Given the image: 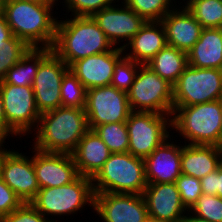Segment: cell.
<instances>
[{
    "label": "cell",
    "instance_id": "484cf974",
    "mask_svg": "<svg viewBox=\"0 0 222 222\" xmlns=\"http://www.w3.org/2000/svg\"><path fill=\"white\" fill-rule=\"evenodd\" d=\"M52 52L51 48H30L10 70L0 84L32 86L39 64Z\"/></svg>",
    "mask_w": 222,
    "mask_h": 222
},
{
    "label": "cell",
    "instance_id": "5b68a950",
    "mask_svg": "<svg viewBox=\"0 0 222 222\" xmlns=\"http://www.w3.org/2000/svg\"><path fill=\"white\" fill-rule=\"evenodd\" d=\"M92 184L94 193L143 194L148 185L145 161L129 152L112 153Z\"/></svg>",
    "mask_w": 222,
    "mask_h": 222
},
{
    "label": "cell",
    "instance_id": "2e32d148",
    "mask_svg": "<svg viewBox=\"0 0 222 222\" xmlns=\"http://www.w3.org/2000/svg\"><path fill=\"white\" fill-rule=\"evenodd\" d=\"M31 153L39 188L63 186L79 176L72 154L47 153L35 148Z\"/></svg>",
    "mask_w": 222,
    "mask_h": 222
},
{
    "label": "cell",
    "instance_id": "7c38bea8",
    "mask_svg": "<svg viewBox=\"0 0 222 222\" xmlns=\"http://www.w3.org/2000/svg\"><path fill=\"white\" fill-rule=\"evenodd\" d=\"M8 149L0 161V178L17 194L23 203H30L39 188L33 165V155ZM31 156V157H30Z\"/></svg>",
    "mask_w": 222,
    "mask_h": 222
},
{
    "label": "cell",
    "instance_id": "ab89813d",
    "mask_svg": "<svg viewBox=\"0 0 222 222\" xmlns=\"http://www.w3.org/2000/svg\"><path fill=\"white\" fill-rule=\"evenodd\" d=\"M13 37L14 36L11 29L9 28L3 15H1L0 16V49H3L6 42L12 39Z\"/></svg>",
    "mask_w": 222,
    "mask_h": 222
},
{
    "label": "cell",
    "instance_id": "d6986e66",
    "mask_svg": "<svg viewBox=\"0 0 222 222\" xmlns=\"http://www.w3.org/2000/svg\"><path fill=\"white\" fill-rule=\"evenodd\" d=\"M181 145L174 143L171 134L168 139L144 159L148 183L176 182V179L182 174Z\"/></svg>",
    "mask_w": 222,
    "mask_h": 222
},
{
    "label": "cell",
    "instance_id": "1f68e13d",
    "mask_svg": "<svg viewBox=\"0 0 222 222\" xmlns=\"http://www.w3.org/2000/svg\"><path fill=\"white\" fill-rule=\"evenodd\" d=\"M140 64L123 55L114 65L111 85L128 92L134 83Z\"/></svg>",
    "mask_w": 222,
    "mask_h": 222
},
{
    "label": "cell",
    "instance_id": "e575fe53",
    "mask_svg": "<svg viewBox=\"0 0 222 222\" xmlns=\"http://www.w3.org/2000/svg\"><path fill=\"white\" fill-rule=\"evenodd\" d=\"M116 2L120 0H115ZM114 0H63L62 5L72 16H93L96 12L112 5ZM60 2V0H59ZM64 3V4H63ZM65 6V7H64Z\"/></svg>",
    "mask_w": 222,
    "mask_h": 222
},
{
    "label": "cell",
    "instance_id": "ac0fdd59",
    "mask_svg": "<svg viewBox=\"0 0 222 222\" xmlns=\"http://www.w3.org/2000/svg\"><path fill=\"white\" fill-rule=\"evenodd\" d=\"M124 55L123 49L113 47L105 53L95 54L73 62L69 70L86 89L111 85L114 65Z\"/></svg>",
    "mask_w": 222,
    "mask_h": 222
},
{
    "label": "cell",
    "instance_id": "ffe728a7",
    "mask_svg": "<svg viewBox=\"0 0 222 222\" xmlns=\"http://www.w3.org/2000/svg\"><path fill=\"white\" fill-rule=\"evenodd\" d=\"M178 6L176 4L161 22L166 31L167 45L188 53L199 40L203 27L183 4Z\"/></svg>",
    "mask_w": 222,
    "mask_h": 222
},
{
    "label": "cell",
    "instance_id": "74e56055",
    "mask_svg": "<svg viewBox=\"0 0 222 222\" xmlns=\"http://www.w3.org/2000/svg\"><path fill=\"white\" fill-rule=\"evenodd\" d=\"M202 193L207 195H217L222 198V163L217 170L208 173L200 179Z\"/></svg>",
    "mask_w": 222,
    "mask_h": 222
},
{
    "label": "cell",
    "instance_id": "b9f144b4",
    "mask_svg": "<svg viewBox=\"0 0 222 222\" xmlns=\"http://www.w3.org/2000/svg\"><path fill=\"white\" fill-rule=\"evenodd\" d=\"M19 1H27L33 3H40V4H58L59 0H19Z\"/></svg>",
    "mask_w": 222,
    "mask_h": 222
},
{
    "label": "cell",
    "instance_id": "7bdbcfd3",
    "mask_svg": "<svg viewBox=\"0 0 222 222\" xmlns=\"http://www.w3.org/2000/svg\"><path fill=\"white\" fill-rule=\"evenodd\" d=\"M5 142H6L5 140L0 139V161H1V158H2L3 154L8 150L7 148H4L5 147V145H4Z\"/></svg>",
    "mask_w": 222,
    "mask_h": 222
},
{
    "label": "cell",
    "instance_id": "60d3db41",
    "mask_svg": "<svg viewBox=\"0 0 222 222\" xmlns=\"http://www.w3.org/2000/svg\"><path fill=\"white\" fill-rule=\"evenodd\" d=\"M181 222H211L206 219L193 215L189 210Z\"/></svg>",
    "mask_w": 222,
    "mask_h": 222
},
{
    "label": "cell",
    "instance_id": "30bf717a",
    "mask_svg": "<svg viewBox=\"0 0 222 222\" xmlns=\"http://www.w3.org/2000/svg\"><path fill=\"white\" fill-rule=\"evenodd\" d=\"M0 91L9 128L19 138L33 134L41 116L36 107L33 87L0 84Z\"/></svg>",
    "mask_w": 222,
    "mask_h": 222
},
{
    "label": "cell",
    "instance_id": "f546056e",
    "mask_svg": "<svg viewBox=\"0 0 222 222\" xmlns=\"http://www.w3.org/2000/svg\"><path fill=\"white\" fill-rule=\"evenodd\" d=\"M60 90L62 107L84 109L87 89L70 70L64 74Z\"/></svg>",
    "mask_w": 222,
    "mask_h": 222
},
{
    "label": "cell",
    "instance_id": "6da1fadb",
    "mask_svg": "<svg viewBox=\"0 0 222 222\" xmlns=\"http://www.w3.org/2000/svg\"><path fill=\"white\" fill-rule=\"evenodd\" d=\"M57 5L4 0L3 17L13 36L30 48H52L59 19L53 14Z\"/></svg>",
    "mask_w": 222,
    "mask_h": 222
},
{
    "label": "cell",
    "instance_id": "836d02e7",
    "mask_svg": "<svg viewBox=\"0 0 222 222\" xmlns=\"http://www.w3.org/2000/svg\"><path fill=\"white\" fill-rule=\"evenodd\" d=\"M176 186L180 193V198L187 210L197 202L202 195V186L199 178L181 174L176 179Z\"/></svg>",
    "mask_w": 222,
    "mask_h": 222
},
{
    "label": "cell",
    "instance_id": "277c9868",
    "mask_svg": "<svg viewBox=\"0 0 222 222\" xmlns=\"http://www.w3.org/2000/svg\"><path fill=\"white\" fill-rule=\"evenodd\" d=\"M220 101L173 106L171 128L190 145H216L221 147ZM187 141V143H186Z\"/></svg>",
    "mask_w": 222,
    "mask_h": 222
},
{
    "label": "cell",
    "instance_id": "8d00e7d4",
    "mask_svg": "<svg viewBox=\"0 0 222 222\" xmlns=\"http://www.w3.org/2000/svg\"><path fill=\"white\" fill-rule=\"evenodd\" d=\"M23 204L17 194L0 178V218Z\"/></svg>",
    "mask_w": 222,
    "mask_h": 222
},
{
    "label": "cell",
    "instance_id": "f1b7e54d",
    "mask_svg": "<svg viewBox=\"0 0 222 222\" xmlns=\"http://www.w3.org/2000/svg\"><path fill=\"white\" fill-rule=\"evenodd\" d=\"M145 21H161L177 0H121ZM174 2V4H173Z\"/></svg>",
    "mask_w": 222,
    "mask_h": 222
},
{
    "label": "cell",
    "instance_id": "8fae6325",
    "mask_svg": "<svg viewBox=\"0 0 222 222\" xmlns=\"http://www.w3.org/2000/svg\"><path fill=\"white\" fill-rule=\"evenodd\" d=\"M84 110L90 130L102 124L125 122L132 112L127 92L112 85L87 89Z\"/></svg>",
    "mask_w": 222,
    "mask_h": 222
},
{
    "label": "cell",
    "instance_id": "d590c367",
    "mask_svg": "<svg viewBox=\"0 0 222 222\" xmlns=\"http://www.w3.org/2000/svg\"><path fill=\"white\" fill-rule=\"evenodd\" d=\"M1 220L2 222H52L31 203H23L19 208L4 216Z\"/></svg>",
    "mask_w": 222,
    "mask_h": 222
},
{
    "label": "cell",
    "instance_id": "9c48e42d",
    "mask_svg": "<svg viewBox=\"0 0 222 222\" xmlns=\"http://www.w3.org/2000/svg\"><path fill=\"white\" fill-rule=\"evenodd\" d=\"M126 126L129 135L128 152L145 159L171 136V115L132 111Z\"/></svg>",
    "mask_w": 222,
    "mask_h": 222
},
{
    "label": "cell",
    "instance_id": "d6a6232c",
    "mask_svg": "<svg viewBox=\"0 0 222 222\" xmlns=\"http://www.w3.org/2000/svg\"><path fill=\"white\" fill-rule=\"evenodd\" d=\"M189 211L208 221L222 222V198L202 193Z\"/></svg>",
    "mask_w": 222,
    "mask_h": 222
},
{
    "label": "cell",
    "instance_id": "52a82bcc",
    "mask_svg": "<svg viewBox=\"0 0 222 222\" xmlns=\"http://www.w3.org/2000/svg\"><path fill=\"white\" fill-rule=\"evenodd\" d=\"M127 96L133 112L173 114V85L146 64H140Z\"/></svg>",
    "mask_w": 222,
    "mask_h": 222
},
{
    "label": "cell",
    "instance_id": "4316f807",
    "mask_svg": "<svg viewBox=\"0 0 222 222\" xmlns=\"http://www.w3.org/2000/svg\"><path fill=\"white\" fill-rule=\"evenodd\" d=\"M183 1L184 6L203 28H222V0Z\"/></svg>",
    "mask_w": 222,
    "mask_h": 222
},
{
    "label": "cell",
    "instance_id": "603a6c76",
    "mask_svg": "<svg viewBox=\"0 0 222 222\" xmlns=\"http://www.w3.org/2000/svg\"><path fill=\"white\" fill-rule=\"evenodd\" d=\"M222 163V147L216 145H190L181 146V172L182 174L203 178L208 173L217 170Z\"/></svg>",
    "mask_w": 222,
    "mask_h": 222
},
{
    "label": "cell",
    "instance_id": "d4e9b609",
    "mask_svg": "<svg viewBox=\"0 0 222 222\" xmlns=\"http://www.w3.org/2000/svg\"><path fill=\"white\" fill-rule=\"evenodd\" d=\"M146 65L174 85L188 65L187 52L166 45Z\"/></svg>",
    "mask_w": 222,
    "mask_h": 222
},
{
    "label": "cell",
    "instance_id": "cb8c5ba5",
    "mask_svg": "<svg viewBox=\"0 0 222 222\" xmlns=\"http://www.w3.org/2000/svg\"><path fill=\"white\" fill-rule=\"evenodd\" d=\"M187 58L192 67L222 69V28H203Z\"/></svg>",
    "mask_w": 222,
    "mask_h": 222
},
{
    "label": "cell",
    "instance_id": "f6af8a7d",
    "mask_svg": "<svg viewBox=\"0 0 222 222\" xmlns=\"http://www.w3.org/2000/svg\"><path fill=\"white\" fill-rule=\"evenodd\" d=\"M219 101H220V106H221V111H222V97L219 99ZM221 120H222V116H221ZM221 147H222V127H221Z\"/></svg>",
    "mask_w": 222,
    "mask_h": 222
},
{
    "label": "cell",
    "instance_id": "3957f363",
    "mask_svg": "<svg viewBox=\"0 0 222 222\" xmlns=\"http://www.w3.org/2000/svg\"><path fill=\"white\" fill-rule=\"evenodd\" d=\"M113 45L92 16L58 20L52 51L69 67L73 62L110 51Z\"/></svg>",
    "mask_w": 222,
    "mask_h": 222
},
{
    "label": "cell",
    "instance_id": "4dcf8cb0",
    "mask_svg": "<svg viewBox=\"0 0 222 222\" xmlns=\"http://www.w3.org/2000/svg\"><path fill=\"white\" fill-rule=\"evenodd\" d=\"M29 49L30 47L25 42L15 36L6 42L3 49H0V81Z\"/></svg>",
    "mask_w": 222,
    "mask_h": 222
},
{
    "label": "cell",
    "instance_id": "bcb514c9",
    "mask_svg": "<svg viewBox=\"0 0 222 222\" xmlns=\"http://www.w3.org/2000/svg\"><path fill=\"white\" fill-rule=\"evenodd\" d=\"M149 222H165V221H159V220L150 219Z\"/></svg>",
    "mask_w": 222,
    "mask_h": 222
},
{
    "label": "cell",
    "instance_id": "7a4b0ae2",
    "mask_svg": "<svg viewBox=\"0 0 222 222\" xmlns=\"http://www.w3.org/2000/svg\"><path fill=\"white\" fill-rule=\"evenodd\" d=\"M88 130L84 109L58 107L41 114L31 146L47 153L72 154Z\"/></svg>",
    "mask_w": 222,
    "mask_h": 222
},
{
    "label": "cell",
    "instance_id": "8992f818",
    "mask_svg": "<svg viewBox=\"0 0 222 222\" xmlns=\"http://www.w3.org/2000/svg\"><path fill=\"white\" fill-rule=\"evenodd\" d=\"M94 198L92 178L79 175L69 184L40 188L30 203L47 219L57 222L55 219L61 216L64 219L63 216L80 213L87 204L94 209Z\"/></svg>",
    "mask_w": 222,
    "mask_h": 222
},
{
    "label": "cell",
    "instance_id": "83f0119b",
    "mask_svg": "<svg viewBox=\"0 0 222 222\" xmlns=\"http://www.w3.org/2000/svg\"><path fill=\"white\" fill-rule=\"evenodd\" d=\"M107 145L111 153H126L129 149V135L125 122L109 123L93 129Z\"/></svg>",
    "mask_w": 222,
    "mask_h": 222
},
{
    "label": "cell",
    "instance_id": "5bb4252c",
    "mask_svg": "<svg viewBox=\"0 0 222 222\" xmlns=\"http://www.w3.org/2000/svg\"><path fill=\"white\" fill-rule=\"evenodd\" d=\"M103 222H149L142 194L95 193L94 209Z\"/></svg>",
    "mask_w": 222,
    "mask_h": 222
},
{
    "label": "cell",
    "instance_id": "44dd1931",
    "mask_svg": "<svg viewBox=\"0 0 222 222\" xmlns=\"http://www.w3.org/2000/svg\"><path fill=\"white\" fill-rule=\"evenodd\" d=\"M166 45V31L162 22L146 21L140 31L123 48V52L130 60L147 64Z\"/></svg>",
    "mask_w": 222,
    "mask_h": 222
},
{
    "label": "cell",
    "instance_id": "7402d4cb",
    "mask_svg": "<svg viewBox=\"0 0 222 222\" xmlns=\"http://www.w3.org/2000/svg\"><path fill=\"white\" fill-rule=\"evenodd\" d=\"M94 130H88L72 153L79 175L93 178L111 155Z\"/></svg>",
    "mask_w": 222,
    "mask_h": 222
},
{
    "label": "cell",
    "instance_id": "9a60e30c",
    "mask_svg": "<svg viewBox=\"0 0 222 222\" xmlns=\"http://www.w3.org/2000/svg\"><path fill=\"white\" fill-rule=\"evenodd\" d=\"M120 2L122 5L119 4ZM120 2L117 5L114 2L109 7L96 12L92 17L113 47L118 48L119 46V48L123 49L140 31L146 21L122 1ZM123 41L126 43L122 45L121 42Z\"/></svg>",
    "mask_w": 222,
    "mask_h": 222
},
{
    "label": "cell",
    "instance_id": "4fadbf2b",
    "mask_svg": "<svg viewBox=\"0 0 222 222\" xmlns=\"http://www.w3.org/2000/svg\"><path fill=\"white\" fill-rule=\"evenodd\" d=\"M68 70L53 51L39 64L32 87L40 114L62 107L61 81Z\"/></svg>",
    "mask_w": 222,
    "mask_h": 222
},
{
    "label": "cell",
    "instance_id": "ee69618b",
    "mask_svg": "<svg viewBox=\"0 0 222 222\" xmlns=\"http://www.w3.org/2000/svg\"><path fill=\"white\" fill-rule=\"evenodd\" d=\"M4 0H0V16L3 15Z\"/></svg>",
    "mask_w": 222,
    "mask_h": 222
},
{
    "label": "cell",
    "instance_id": "ba28073f",
    "mask_svg": "<svg viewBox=\"0 0 222 222\" xmlns=\"http://www.w3.org/2000/svg\"><path fill=\"white\" fill-rule=\"evenodd\" d=\"M222 97V69L187 65L173 85V106H190Z\"/></svg>",
    "mask_w": 222,
    "mask_h": 222
},
{
    "label": "cell",
    "instance_id": "f35d334b",
    "mask_svg": "<svg viewBox=\"0 0 222 222\" xmlns=\"http://www.w3.org/2000/svg\"><path fill=\"white\" fill-rule=\"evenodd\" d=\"M11 135V136H10ZM17 137V135L9 128L7 124L5 113H4V105L2 102V94L0 91V139L9 140V137Z\"/></svg>",
    "mask_w": 222,
    "mask_h": 222
},
{
    "label": "cell",
    "instance_id": "e0dca14e",
    "mask_svg": "<svg viewBox=\"0 0 222 222\" xmlns=\"http://www.w3.org/2000/svg\"><path fill=\"white\" fill-rule=\"evenodd\" d=\"M143 197L149 219L181 222L188 210L183 205L176 183H148Z\"/></svg>",
    "mask_w": 222,
    "mask_h": 222
}]
</instances>
